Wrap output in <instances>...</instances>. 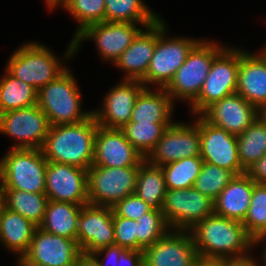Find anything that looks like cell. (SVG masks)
<instances>
[{
  "mask_svg": "<svg viewBox=\"0 0 266 266\" xmlns=\"http://www.w3.org/2000/svg\"><path fill=\"white\" fill-rule=\"evenodd\" d=\"M114 244L123 248L137 250V222L117 216L113 212Z\"/></svg>",
  "mask_w": 266,
  "mask_h": 266,
  "instance_id": "39",
  "label": "cell"
},
{
  "mask_svg": "<svg viewBox=\"0 0 266 266\" xmlns=\"http://www.w3.org/2000/svg\"><path fill=\"white\" fill-rule=\"evenodd\" d=\"M66 0H45L46 6L48 9L52 10L55 7L61 6Z\"/></svg>",
  "mask_w": 266,
  "mask_h": 266,
  "instance_id": "47",
  "label": "cell"
},
{
  "mask_svg": "<svg viewBox=\"0 0 266 266\" xmlns=\"http://www.w3.org/2000/svg\"><path fill=\"white\" fill-rule=\"evenodd\" d=\"M160 18L143 0H105L106 22L140 23L145 28Z\"/></svg>",
  "mask_w": 266,
  "mask_h": 266,
  "instance_id": "29",
  "label": "cell"
},
{
  "mask_svg": "<svg viewBox=\"0 0 266 266\" xmlns=\"http://www.w3.org/2000/svg\"><path fill=\"white\" fill-rule=\"evenodd\" d=\"M144 88L139 80H122L112 87L103 98L102 108L92 110L97 124L121 129L130 121L135 100Z\"/></svg>",
  "mask_w": 266,
  "mask_h": 266,
  "instance_id": "21",
  "label": "cell"
},
{
  "mask_svg": "<svg viewBox=\"0 0 266 266\" xmlns=\"http://www.w3.org/2000/svg\"><path fill=\"white\" fill-rule=\"evenodd\" d=\"M195 266H224V262L200 260Z\"/></svg>",
  "mask_w": 266,
  "mask_h": 266,
  "instance_id": "46",
  "label": "cell"
},
{
  "mask_svg": "<svg viewBox=\"0 0 266 266\" xmlns=\"http://www.w3.org/2000/svg\"><path fill=\"white\" fill-rule=\"evenodd\" d=\"M37 227L32 221L0 204V242L19 255L17 260L28 252Z\"/></svg>",
  "mask_w": 266,
  "mask_h": 266,
  "instance_id": "26",
  "label": "cell"
},
{
  "mask_svg": "<svg viewBox=\"0 0 266 266\" xmlns=\"http://www.w3.org/2000/svg\"><path fill=\"white\" fill-rule=\"evenodd\" d=\"M77 243L82 254L114 245L113 210L108 206L83 205L77 224Z\"/></svg>",
  "mask_w": 266,
  "mask_h": 266,
  "instance_id": "18",
  "label": "cell"
},
{
  "mask_svg": "<svg viewBox=\"0 0 266 266\" xmlns=\"http://www.w3.org/2000/svg\"><path fill=\"white\" fill-rule=\"evenodd\" d=\"M38 91L12 76L6 69L0 78V113L37 105Z\"/></svg>",
  "mask_w": 266,
  "mask_h": 266,
  "instance_id": "31",
  "label": "cell"
},
{
  "mask_svg": "<svg viewBox=\"0 0 266 266\" xmlns=\"http://www.w3.org/2000/svg\"><path fill=\"white\" fill-rule=\"evenodd\" d=\"M195 156H201L200 115L192 125L179 121L170 125L145 160L151 165L161 167Z\"/></svg>",
  "mask_w": 266,
  "mask_h": 266,
  "instance_id": "13",
  "label": "cell"
},
{
  "mask_svg": "<svg viewBox=\"0 0 266 266\" xmlns=\"http://www.w3.org/2000/svg\"><path fill=\"white\" fill-rule=\"evenodd\" d=\"M144 29L146 30L139 32L130 46L114 63V66L125 71L123 80L141 81L146 76L157 42V21Z\"/></svg>",
  "mask_w": 266,
  "mask_h": 266,
  "instance_id": "23",
  "label": "cell"
},
{
  "mask_svg": "<svg viewBox=\"0 0 266 266\" xmlns=\"http://www.w3.org/2000/svg\"><path fill=\"white\" fill-rule=\"evenodd\" d=\"M153 208L136 194L128 195L112 206L113 212L120 217L137 220Z\"/></svg>",
  "mask_w": 266,
  "mask_h": 266,
  "instance_id": "40",
  "label": "cell"
},
{
  "mask_svg": "<svg viewBox=\"0 0 266 266\" xmlns=\"http://www.w3.org/2000/svg\"><path fill=\"white\" fill-rule=\"evenodd\" d=\"M260 116L266 122V106L260 110Z\"/></svg>",
  "mask_w": 266,
  "mask_h": 266,
  "instance_id": "49",
  "label": "cell"
},
{
  "mask_svg": "<svg viewBox=\"0 0 266 266\" xmlns=\"http://www.w3.org/2000/svg\"><path fill=\"white\" fill-rule=\"evenodd\" d=\"M47 203L48 197L45 193L1 189V204L8 210L32 221L38 227L43 222Z\"/></svg>",
  "mask_w": 266,
  "mask_h": 266,
  "instance_id": "28",
  "label": "cell"
},
{
  "mask_svg": "<svg viewBox=\"0 0 266 266\" xmlns=\"http://www.w3.org/2000/svg\"><path fill=\"white\" fill-rule=\"evenodd\" d=\"M245 173L255 183L266 184V154L248 167Z\"/></svg>",
  "mask_w": 266,
  "mask_h": 266,
  "instance_id": "43",
  "label": "cell"
},
{
  "mask_svg": "<svg viewBox=\"0 0 266 266\" xmlns=\"http://www.w3.org/2000/svg\"><path fill=\"white\" fill-rule=\"evenodd\" d=\"M118 266H144L143 251L123 248L119 253Z\"/></svg>",
  "mask_w": 266,
  "mask_h": 266,
  "instance_id": "42",
  "label": "cell"
},
{
  "mask_svg": "<svg viewBox=\"0 0 266 266\" xmlns=\"http://www.w3.org/2000/svg\"><path fill=\"white\" fill-rule=\"evenodd\" d=\"M224 266H260L254 257L243 260L224 261Z\"/></svg>",
  "mask_w": 266,
  "mask_h": 266,
  "instance_id": "44",
  "label": "cell"
},
{
  "mask_svg": "<svg viewBox=\"0 0 266 266\" xmlns=\"http://www.w3.org/2000/svg\"><path fill=\"white\" fill-rule=\"evenodd\" d=\"M98 126L93 114L80 123L50 126L41 148L44 158L88 170L93 164Z\"/></svg>",
  "mask_w": 266,
  "mask_h": 266,
  "instance_id": "2",
  "label": "cell"
},
{
  "mask_svg": "<svg viewBox=\"0 0 266 266\" xmlns=\"http://www.w3.org/2000/svg\"><path fill=\"white\" fill-rule=\"evenodd\" d=\"M218 44L202 39L188 53L173 79L164 88L173 102L178 99L191 105L199 96L213 59L224 49Z\"/></svg>",
  "mask_w": 266,
  "mask_h": 266,
  "instance_id": "5",
  "label": "cell"
},
{
  "mask_svg": "<svg viewBox=\"0 0 266 266\" xmlns=\"http://www.w3.org/2000/svg\"><path fill=\"white\" fill-rule=\"evenodd\" d=\"M122 249L123 247H120L119 245H109L107 247L96 250L91 254V256L97 261L99 266H118L119 253ZM100 255H105V260H103L102 262L101 259H99Z\"/></svg>",
  "mask_w": 266,
  "mask_h": 266,
  "instance_id": "41",
  "label": "cell"
},
{
  "mask_svg": "<svg viewBox=\"0 0 266 266\" xmlns=\"http://www.w3.org/2000/svg\"><path fill=\"white\" fill-rule=\"evenodd\" d=\"M82 205L48 200L39 228L68 239L77 238V224Z\"/></svg>",
  "mask_w": 266,
  "mask_h": 266,
  "instance_id": "27",
  "label": "cell"
},
{
  "mask_svg": "<svg viewBox=\"0 0 266 266\" xmlns=\"http://www.w3.org/2000/svg\"><path fill=\"white\" fill-rule=\"evenodd\" d=\"M61 6L79 25L72 40L86 27L105 21V0H66Z\"/></svg>",
  "mask_w": 266,
  "mask_h": 266,
  "instance_id": "36",
  "label": "cell"
},
{
  "mask_svg": "<svg viewBox=\"0 0 266 266\" xmlns=\"http://www.w3.org/2000/svg\"><path fill=\"white\" fill-rule=\"evenodd\" d=\"M189 231L200 260L224 262L247 259L251 257L248 250L255 245L241 221L215 214Z\"/></svg>",
  "mask_w": 266,
  "mask_h": 266,
  "instance_id": "1",
  "label": "cell"
},
{
  "mask_svg": "<svg viewBox=\"0 0 266 266\" xmlns=\"http://www.w3.org/2000/svg\"><path fill=\"white\" fill-rule=\"evenodd\" d=\"M140 166H91L88 169L89 204L112 207L128 195L135 194Z\"/></svg>",
  "mask_w": 266,
  "mask_h": 266,
  "instance_id": "10",
  "label": "cell"
},
{
  "mask_svg": "<svg viewBox=\"0 0 266 266\" xmlns=\"http://www.w3.org/2000/svg\"><path fill=\"white\" fill-rule=\"evenodd\" d=\"M163 18L157 20V42L146 76L141 80L145 88L150 84L165 88L179 67L186 61L188 53L200 41L190 37H170Z\"/></svg>",
  "mask_w": 266,
  "mask_h": 266,
  "instance_id": "7",
  "label": "cell"
},
{
  "mask_svg": "<svg viewBox=\"0 0 266 266\" xmlns=\"http://www.w3.org/2000/svg\"><path fill=\"white\" fill-rule=\"evenodd\" d=\"M238 156L246 170L266 154V122L261 116L237 136Z\"/></svg>",
  "mask_w": 266,
  "mask_h": 266,
  "instance_id": "32",
  "label": "cell"
},
{
  "mask_svg": "<svg viewBox=\"0 0 266 266\" xmlns=\"http://www.w3.org/2000/svg\"><path fill=\"white\" fill-rule=\"evenodd\" d=\"M48 200L89 204L88 170L48 161L45 180Z\"/></svg>",
  "mask_w": 266,
  "mask_h": 266,
  "instance_id": "15",
  "label": "cell"
},
{
  "mask_svg": "<svg viewBox=\"0 0 266 266\" xmlns=\"http://www.w3.org/2000/svg\"><path fill=\"white\" fill-rule=\"evenodd\" d=\"M0 204H1V186H0Z\"/></svg>",
  "mask_w": 266,
  "mask_h": 266,
  "instance_id": "51",
  "label": "cell"
},
{
  "mask_svg": "<svg viewBox=\"0 0 266 266\" xmlns=\"http://www.w3.org/2000/svg\"><path fill=\"white\" fill-rule=\"evenodd\" d=\"M239 48L225 47L214 59L198 98L190 105L201 115L213 103L237 92Z\"/></svg>",
  "mask_w": 266,
  "mask_h": 266,
  "instance_id": "9",
  "label": "cell"
},
{
  "mask_svg": "<svg viewBox=\"0 0 266 266\" xmlns=\"http://www.w3.org/2000/svg\"><path fill=\"white\" fill-rule=\"evenodd\" d=\"M166 192L167 187L162 168L145 161L139 167L135 194L153 209L162 211Z\"/></svg>",
  "mask_w": 266,
  "mask_h": 266,
  "instance_id": "30",
  "label": "cell"
},
{
  "mask_svg": "<svg viewBox=\"0 0 266 266\" xmlns=\"http://www.w3.org/2000/svg\"><path fill=\"white\" fill-rule=\"evenodd\" d=\"M74 266H99V264L91 255L82 254Z\"/></svg>",
  "mask_w": 266,
  "mask_h": 266,
  "instance_id": "45",
  "label": "cell"
},
{
  "mask_svg": "<svg viewBox=\"0 0 266 266\" xmlns=\"http://www.w3.org/2000/svg\"><path fill=\"white\" fill-rule=\"evenodd\" d=\"M242 224L255 242L266 237V184H254L250 206Z\"/></svg>",
  "mask_w": 266,
  "mask_h": 266,
  "instance_id": "35",
  "label": "cell"
},
{
  "mask_svg": "<svg viewBox=\"0 0 266 266\" xmlns=\"http://www.w3.org/2000/svg\"><path fill=\"white\" fill-rule=\"evenodd\" d=\"M68 67L37 93V105L50 126L76 124L88 119L92 110H82L81 90Z\"/></svg>",
  "mask_w": 266,
  "mask_h": 266,
  "instance_id": "3",
  "label": "cell"
},
{
  "mask_svg": "<svg viewBox=\"0 0 266 266\" xmlns=\"http://www.w3.org/2000/svg\"><path fill=\"white\" fill-rule=\"evenodd\" d=\"M172 124L128 122L121 130L126 139L146 158Z\"/></svg>",
  "mask_w": 266,
  "mask_h": 266,
  "instance_id": "33",
  "label": "cell"
},
{
  "mask_svg": "<svg viewBox=\"0 0 266 266\" xmlns=\"http://www.w3.org/2000/svg\"><path fill=\"white\" fill-rule=\"evenodd\" d=\"M263 242V244H266V237L265 238H263V239H260V240H258V241H256L255 242V246L256 245H258V244H260V243H262ZM264 250H262V256H261V258L263 259V260H261V261H263V263H262V266H266V245H265V247L263 248Z\"/></svg>",
  "mask_w": 266,
  "mask_h": 266,
  "instance_id": "48",
  "label": "cell"
},
{
  "mask_svg": "<svg viewBox=\"0 0 266 266\" xmlns=\"http://www.w3.org/2000/svg\"><path fill=\"white\" fill-rule=\"evenodd\" d=\"M47 164L41 149L10 147L0 159L1 189L45 193Z\"/></svg>",
  "mask_w": 266,
  "mask_h": 266,
  "instance_id": "4",
  "label": "cell"
},
{
  "mask_svg": "<svg viewBox=\"0 0 266 266\" xmlns=\"http://www.w3.org/2000/svg\"><path fill=\"white\" fill-rule=\"evenodd\" d=\"M81 255L77 240L50 234L37 227L28 252L17 263L30 266H74Z\"/></svg>",
  "mask_w": 266,
  "mask_h": 266,
  "instance_id": "14",
  "label": "cell"
},
{
  "mask_svg": "<svg viewBox=\"0 0 266 266\" xmlns=\"http://www.w3.org/2000/svg\"><path fill=\"white\" fill-rule=\"evenodd\" d=\"M152 89V90H151ZM144 88L137 96L129 122L174 123V103L164 88Z\"/></svg>",
  "mask_w": 266,
  "mask_h": 266,
  "instance_id": "25",
  "label": "cell"
},
{
  "mask_svg": "<svg viewBox=\"0 0 266 266\" xmlns=\"http://www.w3.org/2000/svg\"><path fill=\"white\" fill-rule=\"evenodd\" d=\"M50 123L38 105L0 113V133L16 140L12 148L41 149Z\"/></svg>",
  "mask_w": 266,
  "mask_h": 266,
  "instance_id": "12",
  "label": "cell"
},
{
  "mask_svg": "<svg viewBox=\"0 0 266 266\" xmlns=\"http://www.w3.org/2000/svg\"><path fill=\"white\" fill-rule=\"evenodd\" d=\"M234 176L227 169L203 162L193 187L214 201Z\"/></svg>",
  "mask_w": 266,
  "mask_h": 266,
  "instance_id": "38",
  "label": "cell"
},
{
  "mask_svg": "<svg viewBox=\"0 0 266 266\" xmlns=\"http://www.w3.org/2000/svg\"><path fill=\"white\" fill-rule=\"evenodd\" d=\"M201 116L210 124L239 136L258 119L260 110L235 93L213 103Z\"/></svg>",
  "mask_w": 266,
  "mask_h": 266,
  "instance_id": "20",
  "label": "cell"
},
{
  "mask_svg": "<svg viewBox=\"0 0 266 266\" xmlns=\"http://www.w3.org/2000/svg\"><path fill=\"white\" fill-rule=\"evenodd\" d=\"M137 222V250L143 251L165 236L171 229L162 211L152 209L145 213Z\"/></svg>",
  "mask_w": 266,
  "mask_h": 266,
  "instance_id": "37",
  "label": "cell"
},
{
  "mask_svg": "<svg viewBox=\"0 0 266 266\" xmlns=\"http://www.w3.org/2000/svg\"><path fill=\"white\" fill-rule=\"evenodd\" d=\"M255 182L246 174L234 176L214 200V214L243 222Z\"/></svg>",
  "mask_w": 266,
  "mask_h": 266,
  "instance_id": "24",
  "label": "cell"
},
{
  "mask_svg": "<svg viewBox=\"0 0 266 266\" xmlns=\"http://www.w3.org/2000/svg\"><path fill=\"white\" fill-rule=\"evenodd\" d=\"M201 159L231 171L235 176L244 174L238 156L237 136L207 122L200 115Z\"/></svg>",
  "mask_w": 266,
  "mask_h": 266,
  "instance_id": "17",
  "label": "cell"
},
{
  "mask_svg": "<svg viewBox=\"0 0 266 266\" xmlns=\"http://www.w3.org/2000/svg\"><path fill=\"white\" fill-rule=\"evenodd\" d=\"M259 52H260L261 56L266 60V45Z\"/></svg>",
  "mask_w": 266,
  "mask_h": 266,
  "instance_id": "50",
  "label": "cell"
},
{
  "mask_svg": "<svg viewBox=\"0 0 266 266\" xmlns=\"http://www.w3.org/2000/svg\"><path fill=\"white\" fill-rule=\"evenodd\" d=\"M203 165L201 156L187 157L161 166L167 189H188L200 174Z\"/></svg>",
  "mask_w": 266,
  "mask_h": 266,
  "instance_id": "34",
  "label": "cell"
},
{
  "mask_svg": "<svg viewBox=\"0 0 266 266\" xmlns=\"http://www.w3.org/2000/svg\"><path fill=\"white\" fill-rule=\"evenodd\" d=\"M67 66L53 51L37 42H28L14 50L5 69L37 91L60 75Z\"/></svg>",
  "mask_w": 266,
  "mask_h": 266,
  "instance_id": "6",
  "label": "cell"
},
{
  "mask_svg": "<svg viewBox=\"0 0 266 266\" xmlns=\"http://www.w3.org/2000/svg\"><path fill=\"white\" fill-rule=\"evenodd\" d=\"M199 261L190 231L170 230L143 250L144 266H195Z\"/></svg>",
  "mask_w": 266,
  "mask_h": 266,
  "instance_id": "16",
  "label": "cell"
},
{
  "mask_svg": "<svg viewBox=\"0 0 266 266\" xmlns=\"http://www.w3.org/2000/svg\"><path fill=\"white\" fill-rule=\"evenodd\" d=\"M137 24L140 23L103 21L92 24L71 40L67 46V52L62 58L63 60L64 58L65 60L70 59L73 54L78 52L79 47L82 46V41L90 39L94 40L101 59L108 60L114 65L143 29L138 28Z\"/></svg>",
  "mask_w": 266,
  "mask_h": 266,
  "instance_id": "8",
  "label": "cell"
},
{
  "mask_svg": "<svg viewBox=\"0 0 266 266\" xmlns=\"http://www.w3.org/2000/svg\"><path fill=\"white\" fill-rule=\"evenodd\" d=\"M145 161L121 129L98 126L92 166L133 167L142 165Z\"/></svg>",
  "mask_w": 266,
  "mask_h": 266,
  "instance_id": "19",
  "label": "cell"
},
{
  "mask_svg": "<svg viewBox=\"0 0 266 266\" xmlns=\"http://www.w3.org/2000/svg\"><path fill=\"white\" fill-rule=\"evenodd\" d=\"M236 93L259 110L266 106V60L259 52L239 49Z\"/></svg>",
  "mask_w": 266,
  "mask_h": 266,
  "instance_id": "22",
  "label": "cell"
},
{
  "mask_svg": "<svg viewBox=\"0 0 266 266\" xmlns=\"http://www.w3.org/2000/svg\"><path fill=\"white\" fill-rule=\"evenodd\" d=\"M213 202L194 187L167 189L162 214L171 230L189 231L197 223L214 214Z\"/></svg>",
  "mask_w": 266,
  "mask_h": 266,
  "instance_id": "11",
  "label": "cell"
}]
</instances>
